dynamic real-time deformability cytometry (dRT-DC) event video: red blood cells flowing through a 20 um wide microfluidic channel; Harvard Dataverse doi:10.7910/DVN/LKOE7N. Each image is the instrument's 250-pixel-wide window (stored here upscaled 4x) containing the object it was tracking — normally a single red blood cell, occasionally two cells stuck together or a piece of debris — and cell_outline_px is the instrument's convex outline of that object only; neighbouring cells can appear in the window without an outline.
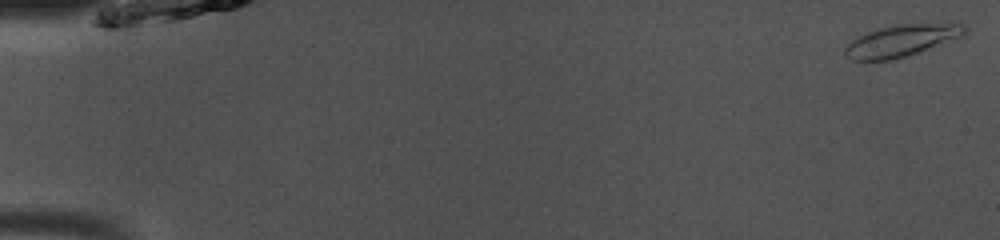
{"species": "common noctule bat (a hibernating species)", "species_latin": "Nyctalus noctula", "temperature_condition": "room temperature", "stored_images_in_passage": 49, "camera_frame_rate_fps": 3000, "um_per_image_px": 0.085, "animal": {"sex": "male", "body_mass_g": 13.0, "forearm_length_mm": 53.1}, "frame": {"image": 1, "passage_image": 1, "time_ms": 0.0, "image_size_px": [1000, 240], "cell_outline_px": [[968, 32], [964, 36], [908, 56], [892, 60], [852, 60], [844, 56], [844, 48], [852, 40], [868, 32], [880, 28], [896, 24], [924, 20], [964, 24], [968, 28]], "centroid_in_image_um": [76.74, 3.4], "position_along_channel_um": 8.3, "area_um2": 23.12}}
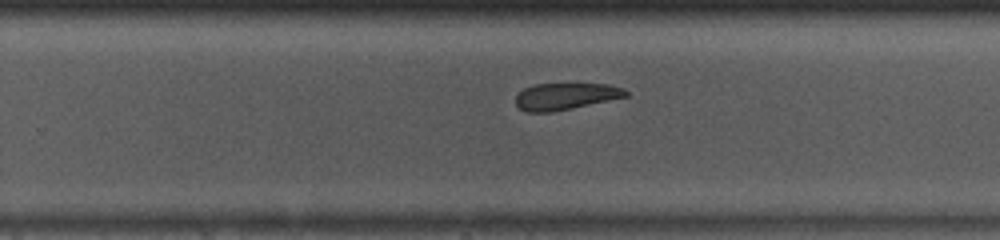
{"frame": {"image": 2, "passage_image": 32, "time_ms": 10.333, "image_size_px": [1000, 240], "cell_outline_px": [[628, 96], [572, 108], [552, 112], [528, 112], [520, 108], [516, 104], [516, 96], [524, 88], [532, 84], [608, 84], [624, 88], [628, 92]], "centroid_in_image_um": [48.07, 8.18], "position_along_channel_um": 281.7, "area_um2": 17.05}}
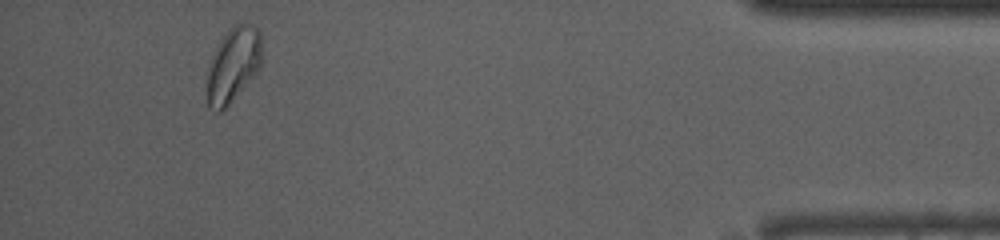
{"frame": {"image": 3, "passage_image": 46, "time_ms": 15.0, "image_size_px": [1000, 240], "cell_outline_px": [[260, 68], [228, 104], [220, 112], [216, 112], [208, 108], [208, 64], [220, 40], [232, 24], [236, 20], [252, 24], [260, 32]], "centroid_in_image_um": [19.8, 5.44], "position_along_channel_um": 415.4, "area_um2": 23.64}, "authors_computed_cell_mechanics": {"area_um2": 19.5364, "velocity_mm_per_s": 4.0749, "shape_relaxation_time_tau1_ms": 3.7103, "shape_relaxation_time_tau2_ms": 3.8878, "deformation_change_tau1": 0.0907, "deformation_change_tau2": 0.124}}